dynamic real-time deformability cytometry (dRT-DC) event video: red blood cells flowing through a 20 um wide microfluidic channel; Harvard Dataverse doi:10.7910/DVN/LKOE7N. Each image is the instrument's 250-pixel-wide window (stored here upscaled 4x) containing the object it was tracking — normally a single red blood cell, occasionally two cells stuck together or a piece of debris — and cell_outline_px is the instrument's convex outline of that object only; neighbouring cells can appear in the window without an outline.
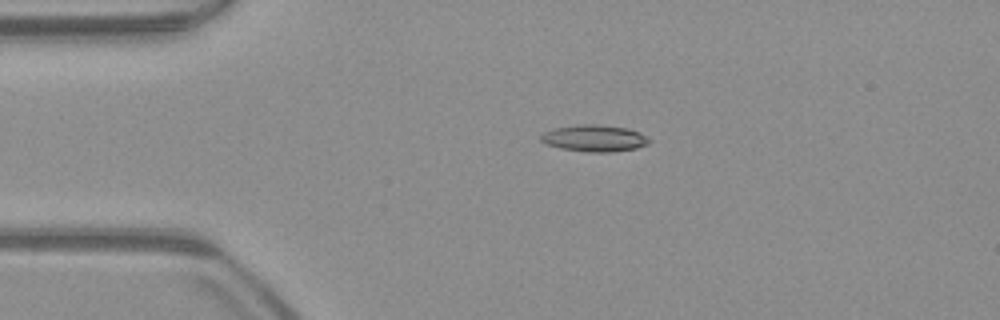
{"species": "common noctule bat (a hibernating species)", "species_latin": "Nyctalus noctula", "temperature_condition": "warm", "stored_images_in_passage": 52, "camera_frame_rate_fps": 3000, "um_per_image_px": 0.085, "animal": {"sex": "male", "body_mass_g": 23.1, "forearm_length_mm": 52.7}, "frame": {"image": 1, "passage_image": 11, "time_ms": 3.333, "image_size_px": [1000, 320], "cell_outline_px": [[652, 140], [648, 144], [636, 148], [612, 152], [588, 152], [560, 148], [548, 144], [540, 140], [540, 136], [544, 132], [556, 128], [580, 124], [596, 124], [628, 128], [640, 132]], "centroid_in_image_um": [50.56, 11.75], "position_along_channel_um": 34.4, "area_um2": 16.82}}
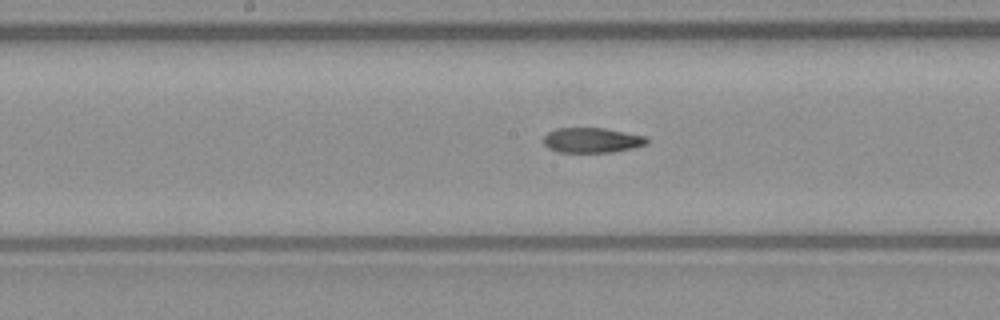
{"frame": {"image": 2, "passage_image": 26, "time_ms": 8.333, "image_size_px": [1000, 320], "cell_outline_px": [[648, 144], [632, 148], [612, 152], [560, 152], [548, 148], [544, 144], [544, 136], [548, 132], [556, 128], [604, 128], [644, 136], [648, 140]], "centroid_in_image_um": [50.3, 11.92], "position_along_channel_um": 197.9, "area_um2": 14.97}}
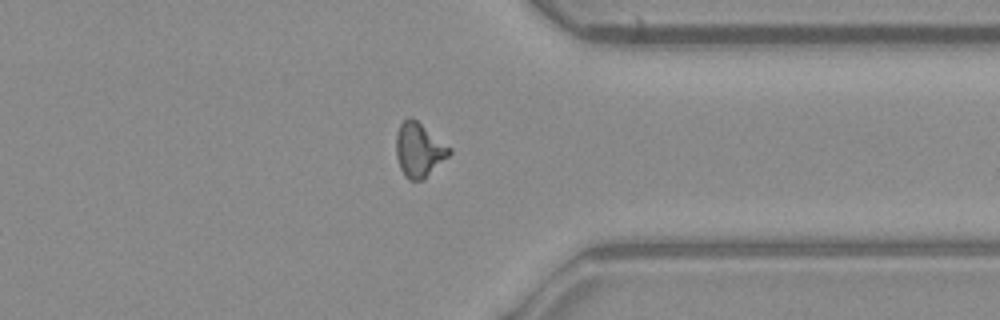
{"frame": {"image": 3, "passage_image": 40, "time_ms": 13.0, "image_size_px": [1000, 320], "cell_outline_px": [[452, 152], [424, 180], [408, 180], [404, 176], [400, 168], [396, 156], [396, 136], [400, 124], [408, 116], [412, 116], [452, 148]], "centroid_in_image_um": [35.61, 12.74], "position_along_channel_um": 375.8, "area_um2": 16.99}, "authors_computed_cell_mechanics": {"area_um2": 15.9817, "velocity_mm_per_s": 3.9595, "shape_relaxation_time_tau1_ms": null, "shape_relaxation_time_tau2_ms": 3.46, "deformation_change_tau1": null, "deformation_change_tau2": 0.1145}}